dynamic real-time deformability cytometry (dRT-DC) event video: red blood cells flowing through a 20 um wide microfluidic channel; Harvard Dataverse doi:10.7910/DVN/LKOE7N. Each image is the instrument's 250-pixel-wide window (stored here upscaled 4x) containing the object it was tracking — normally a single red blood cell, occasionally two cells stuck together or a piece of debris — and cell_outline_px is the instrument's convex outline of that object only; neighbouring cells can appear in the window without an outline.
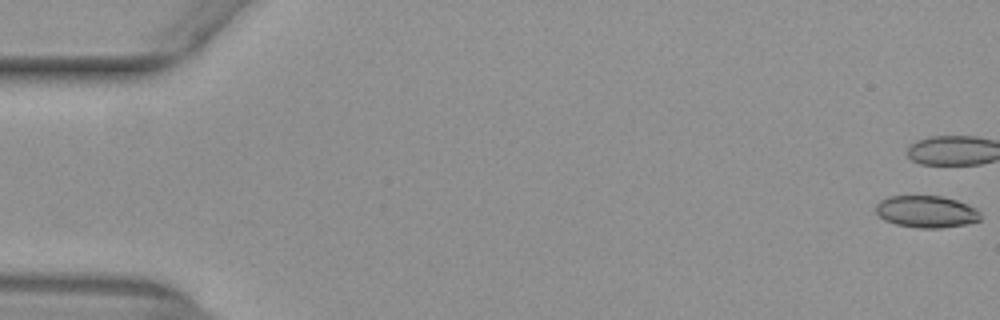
{"species": "common noctule bat (a hibernating species)", "species_latin": "Nyctalus noctula", "temperature_condition": "warm", "stored_images_in_passage": 41, "camera_frame_rate_fps": 3000, "um_per_image_px": 0.085, "animal": {"sex": "female", "body_mass_g": 29.2, "forearm_length_mm": 56.3}, "frame": {"image": 1, "passage_image": 1, "time_ms": 0.0, "image_size_px": [1000, 320], "cell_outline_px": [[980, 220], [964, 224], [940, 228], [920, 228], [896, 224], [884, 220], [876, 212], [876, 204], [880, 200], [888, 196], [940, 196], [956, 200], [968, 204], [976, 208], [980, 212]], "centroid_in_image_um": [78.73, 17.98], "position_along_channel_um": 6.3, "area_um2": 19.42}}